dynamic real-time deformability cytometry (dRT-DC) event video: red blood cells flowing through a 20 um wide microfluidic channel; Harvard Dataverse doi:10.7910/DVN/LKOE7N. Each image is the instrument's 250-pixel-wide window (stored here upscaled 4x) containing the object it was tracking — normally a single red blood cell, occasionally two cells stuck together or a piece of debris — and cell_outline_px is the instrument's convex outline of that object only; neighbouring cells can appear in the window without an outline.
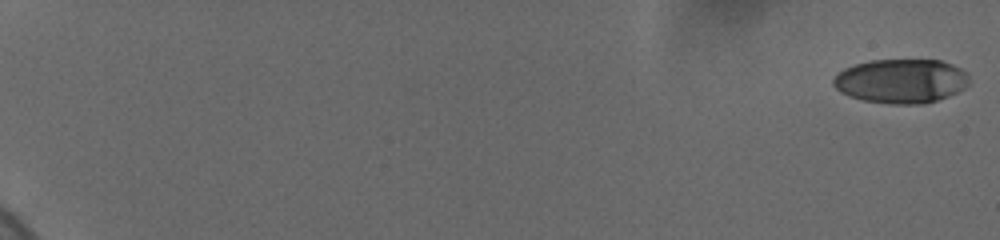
{"species": "human", "species_latin": "Homo sapiens", "temperature_condition": "cold", "stored_images_in_passage": 74, "camera_frame_rate_fps": 3000, "um_per_image_px": 0.085, "donor": {"sex": "female"}, "frame": {"image": 1, "passage_image": 1, "time_ms": 0.0, "image_size_px": [1000, 240], "cell_outline_px": [[968, 84], [964, 88], [948, 96], [924, 104], [888, 104], [864, 100], [848, 96], [840, 92], [832, 84], [832, 76], [844, 68], [856, 64], [872, 60], [940, 60], [952, 64], [968, 72]], "centroid_in_image_um": [76.57, 6.89], "position_along_channel_um": 8.4, "area_um2": 35.2}}
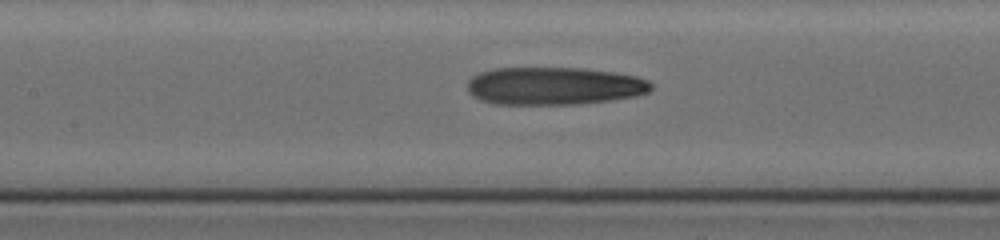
{"frame": {"image": 2, "passage_image": 41, "time_ms": 10.333, "image_size_px": [1000, 240], "cell_outline_px": [[652, 88], [648, 92], [636, 96], [608, 100], [576, 104], [496, 104], [480, 100], [472, 96], [468, 92], [468, 80], [472, 76], [480, 72], [492, 68], [584, 68], [616, 72], [636, 76], [648, 80], [652, 84]], "centroid_in_image_um": [47.08, 7.3], "position_along_channel_um": 160.3, "area_um2": 40.63}}
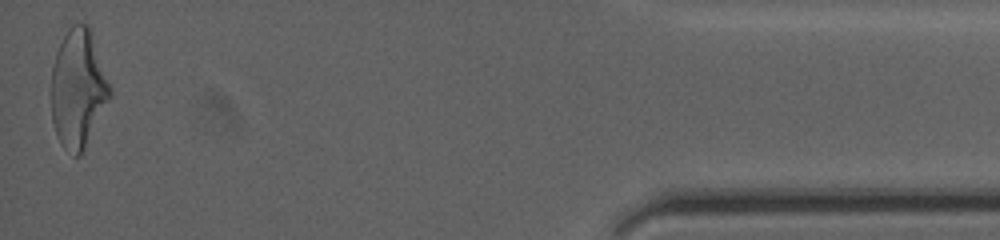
{"frame": {"image": 3, "passage_image": 74, "time_ms": 19.333, "image_size_px": [1000, 240], "cell_outline_px": [[112, 96], [80, 156], [72, 156], [60, 144], [56, 136], [52, 120], [52, 68], [56, 52], [68, 28], [72, 24], [88, 24], [112, 88]], "centroid_in_image_um": [6.65, 7.57], "position_along_channel_um": 428.6, "area_um2": 40.46}, "authors_computed_cell_mechanics": {"area_um2": 39.4196, "velocity_mm_per_s": 3.7172, "shape_relaxation_time_tau1_ms": 8.8032, "shape_relaxation_time_tau2_ms": 2.732, "deformation_change_tau1": 0.2686, "deformation_change_tau2": 0.1418}}